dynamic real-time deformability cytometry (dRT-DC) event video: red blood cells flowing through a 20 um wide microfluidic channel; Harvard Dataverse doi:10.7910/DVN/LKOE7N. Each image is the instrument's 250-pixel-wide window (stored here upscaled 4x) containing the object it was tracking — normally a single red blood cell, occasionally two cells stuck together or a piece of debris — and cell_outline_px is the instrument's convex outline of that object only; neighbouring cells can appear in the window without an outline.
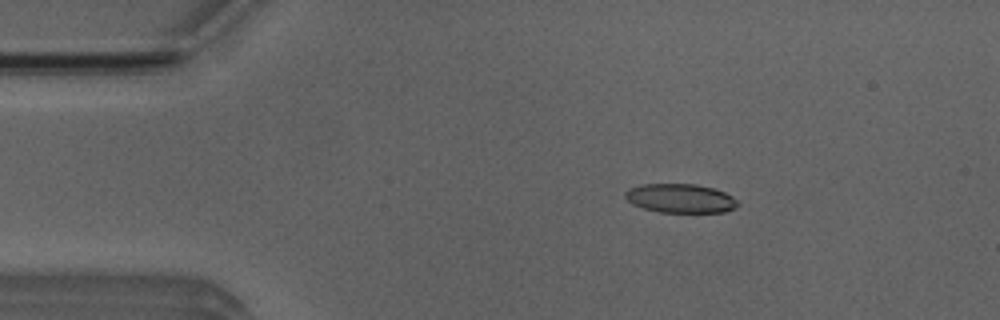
{"species": "Egyptian fruit bat (a non-hibernating species)", "species_latin": "Rousettus aegyptiacus", "temperature_condition": "room temperature", "stored_images_in_passage": 53, "camera_frame_rate_fps": 3000, "um_per_image_px": 0.085, "animal": {"sex": "male"}, "frame": {"image": 1, "passage_image": 9, "time_ms": 2.667, "image_size_px": [1000, 320], "cell_outline_px": [[740, 204], [736, 208], [724, 212], [660, 212], [644, 208], [632, 204], [624, 196], [624, 192], [628, 188], [640, 184], [696, 184], [712, 188], [724, 192], [732, 196]], "centroid_in_image_um": [57.82, 16.85], "position_along_channel_um": 27.2, "area_um2": 19.07}}
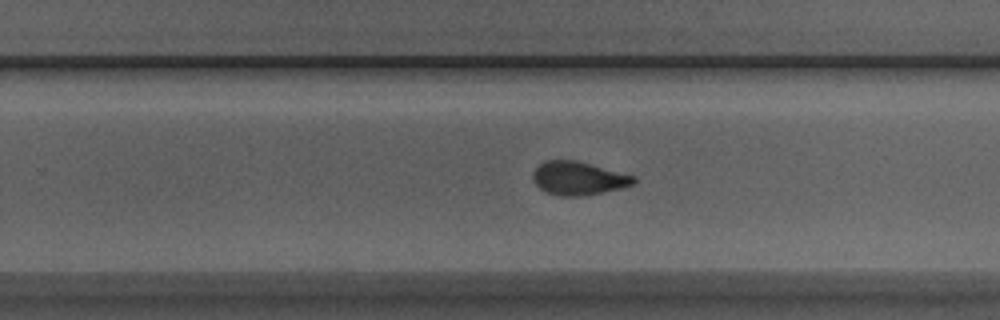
{"frame": {"image": 2, "passage_image": 33, "time_ms": 10.667, "image_size_px": [1000, 320], "cell_outline_px": [[636, 184], [620, 188], [584, 196], [560, 196], [544, 192], [532, 180], [532, 172], [544, 160], [576, 160], [592, 164], [636, 176]], "centroid_in_image_um": [49.16, 15.15], "position_along_channel_um": 280.6, "area_um2": 19.83}}
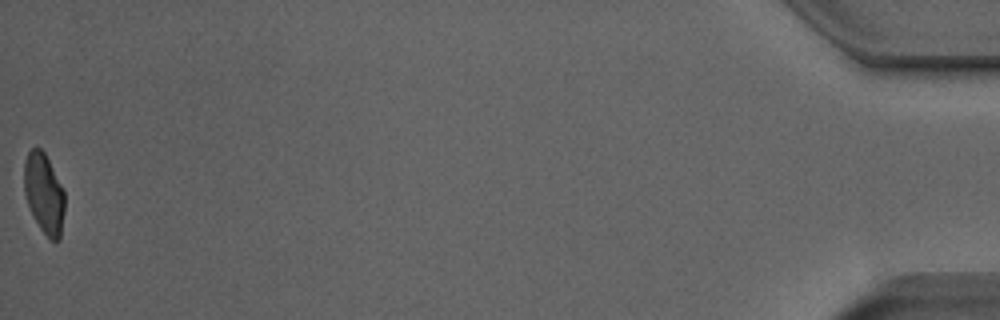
{"frame": {"image": 3, "passage_image": 53, "time_ms": 17.333, "image_size_px": [1000, 320], "cell_outline_px": [[64, 212], [60, 240], [52, 240], [40, 228], [28, 204], [24, 192], [24, 160], [28, 152], [32, 148], [40, 148], [44, 152], [64, 188]], "centroid_in_image_um": [3.75, 16.41], "position_along_channel_um": 431.5, "area_um2": 18.84}, "authors_computed_cell_mechanics": {"area_um2": 19.8832, "velocity_mm_per_s": 3.8731, "shape_relaxation_time_tau1_ms": 4.461, "shape_relaxation_time_tau2_ms": 1.6129, "deformation_change_tau1": 0.1615, "deformation_change_tau2": 0.0712}}